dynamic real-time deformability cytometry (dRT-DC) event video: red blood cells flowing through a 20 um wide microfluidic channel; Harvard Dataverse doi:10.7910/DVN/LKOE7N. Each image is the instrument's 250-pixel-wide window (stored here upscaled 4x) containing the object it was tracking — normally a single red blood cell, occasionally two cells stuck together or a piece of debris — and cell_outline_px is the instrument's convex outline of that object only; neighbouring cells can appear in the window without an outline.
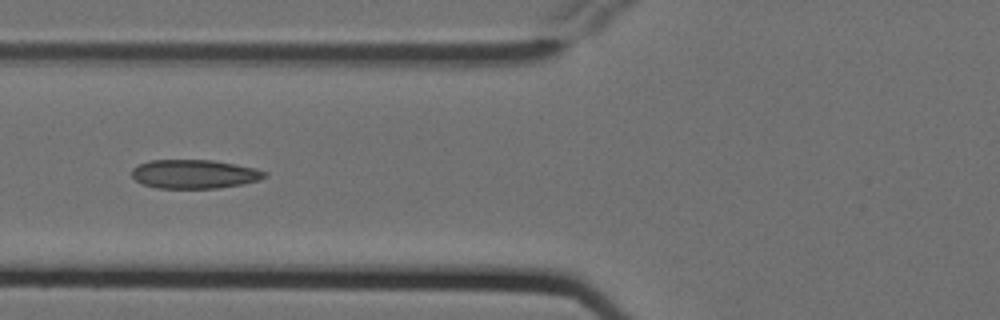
{"species": "Egyptian fruit bat (a non-hibernating species)", "species_latin": "Rousettus aegyptiacus", "temperature_condition": "cold", "stored_images_in_passage": 9, "camera_frame_rate_fps": 3000, "um_per_image_px": 0.085, "animal": {"sex": "female"}, "frame": {"image": 1, "passage_image": 7, "time_ms": 2.0, "image_size_px": [1000, 320], "cell_outline_px": [[268, 176], [260, 180], [244, 184], [216, 188], [156, 188], [144, 184], [136, 180], [132, 176], [132, 168], [148, 160], [212, 160], [236, 164], [256, 168], [268, 172]], "centroid_in_image_um": [16.57, 14.79], "position_along_channel_um": 109.2, "area_um2": 22.48}}
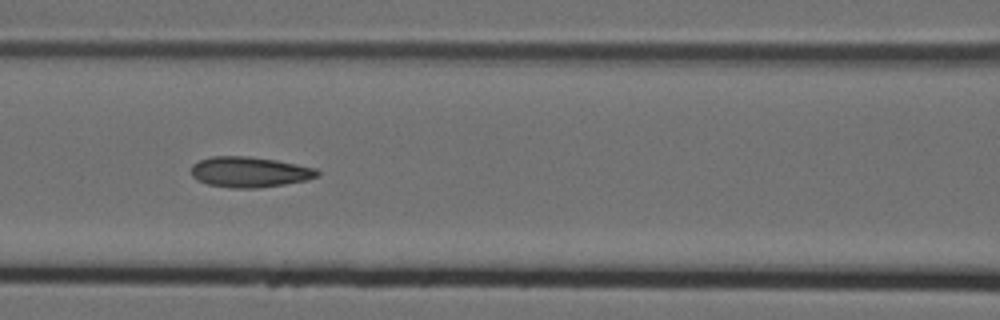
{"frame": {"image": 2, "passage_image": 8, "time_ms": 2.333, "image_size_px": [1000, 320], "cell_outline_px": [[320, 176], [308, 180], [284, 184], [256, 188], [232, 188], [208, 184], [196, 180], [192, 176], [192, 164], [200, 160], [212, 156], [248, 156], [276, 160], [316, 168], [320, 172]], "centroid_in_image_um": [21.23, 14.62], "position_along_channel_um": 145.4, "area_um2": 22.48}}
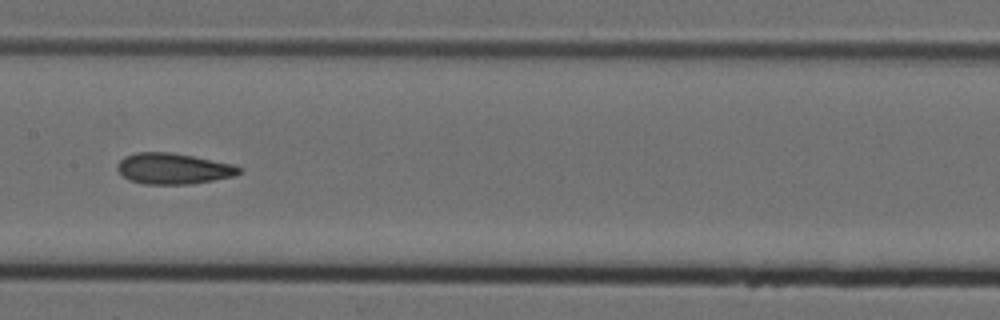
{"frame": {"image": 3, "passage_image": 9, "time_ms": 2.667, "image_size_px": [1000, 320], "cell_outline_px": [[244, 168], [236, 176], [188, 184], [144, 184], [128, 180], [116, 168], [116, 164], [124, 156], [136, 152], [168, 152], [192, 156], [232, 164]], "centroid_in_image_um": [14.71, 14.33], "position_along_channel_um": 192.7, "area_um2": 21.91}}